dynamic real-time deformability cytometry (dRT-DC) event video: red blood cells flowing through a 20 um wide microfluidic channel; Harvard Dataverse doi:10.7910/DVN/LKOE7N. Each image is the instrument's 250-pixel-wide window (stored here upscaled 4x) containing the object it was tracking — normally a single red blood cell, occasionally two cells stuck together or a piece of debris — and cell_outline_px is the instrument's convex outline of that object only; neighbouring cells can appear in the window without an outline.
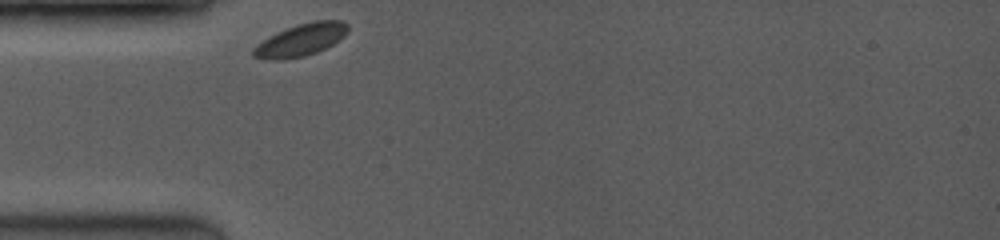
{"species": "common noctule bat (a hibernating species)", "species_latin": "Nyctalus noctula", "temperature_condition": "room temperature", "stored_images_in_passage": 34, "camera_frame_rate_fps": 3500, "um_per_image_px": 0.085, "animal": {"sex": "female", "body_mass_g": 19.0, "forearm_length_mm": 53.3}, "frame": {"image": 1, "passage_image": 1, "time_ms": 0.0, "image_size_px": [1000, 240], "cell_outline_px": [[348, 32], [344, 36], [332, 44], [316, 52], [304, 56], [284, 60], [264, 60], [252, 56], [252, 48], [276, 32], [312, 20], [344, 20], [348, 24]], "centroid_in_image_um": [25.56, 3.4], "position_along_channel_um": 59.4, "area_um2": 17.8}}
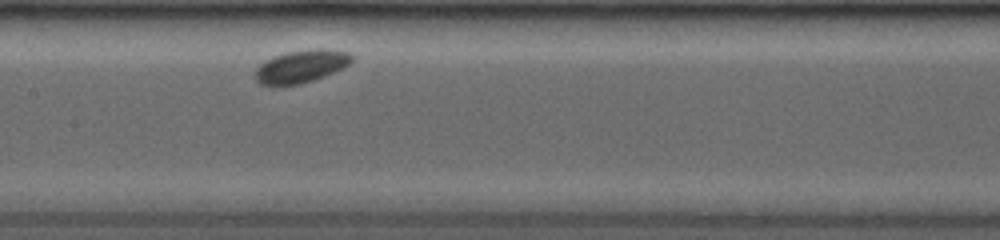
{"frame": {"image": 2, "passage_image": 13, "time_ms": 3.429, "image_size_px": [1000, 240], "cell_outline_px": [[352, 60], [348, 64], [324, 76], [300, 84], [260, 84], [256, 80], [256, 68], [264, 60], [272, 56], [284, 52], [308, 48], [328, 48], [352, 52]], "centroid_in_image_um": [25.61, 5.58], "position_along_channel_um": 181.8, "area_um2": 18.44}}
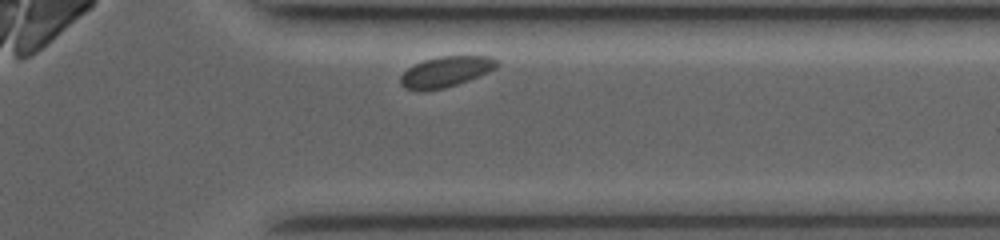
{"frame": {"image": 3, "passage_image": 31, "time_ms": 8.571, "image_size_px": [1000, 240], "cell_outline_px": [[500, 64], [496, 68], [488, 72], [468, 80], [444, 88], [424, 92], [416, 92], [404, 88], [400, 84], [400, 76], [408, 68], [424, 60], [440, 56], [492, 56], [500, 60]], "centroid_in_image_um": [37.89, 6.11], "position_along_channel_um": 373.5, "area_um2": 17.46}}